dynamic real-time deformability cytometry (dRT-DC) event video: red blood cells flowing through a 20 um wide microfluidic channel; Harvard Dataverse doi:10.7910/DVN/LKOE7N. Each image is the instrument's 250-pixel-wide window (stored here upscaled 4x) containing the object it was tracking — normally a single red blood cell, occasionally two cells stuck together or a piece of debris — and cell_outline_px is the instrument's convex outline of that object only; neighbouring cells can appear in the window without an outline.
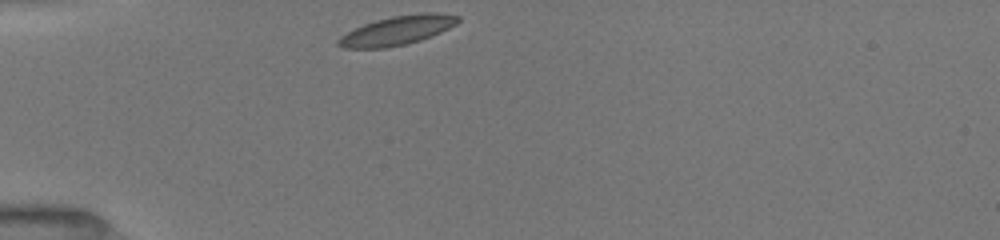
{"species": "common noctule bat (a hibernating species)", "species_latin": "Nyctalus noctula", "temperature_condition": "room temperature", "stored_images_in_passage": 28, "camera_frame_rate_fps": 3000, "um_per_image_px": 0.085, "animal": {"sex": "female", "body_mass_g": 19.5, "forearm_length_mm": 54.1}, "frame": {"image": 1, "passage_image": 1, "time_ms": 0.0, "image_size_px": [1000, 240], "cell_outline_px": [[460, 20], [456, 24], [432, 36], [420, 40], [404, 44], [384, 48], [344, 48], [336, 44], [336, 40], [340, 36], [364, 24], [376, 20], [392, 16], [424, 12], [436, 12], [460, 16]], "centroid_in_image_um": [33.77, 2.58], "position_along_channel_um": 51.2, "area_um2": 20.17}}
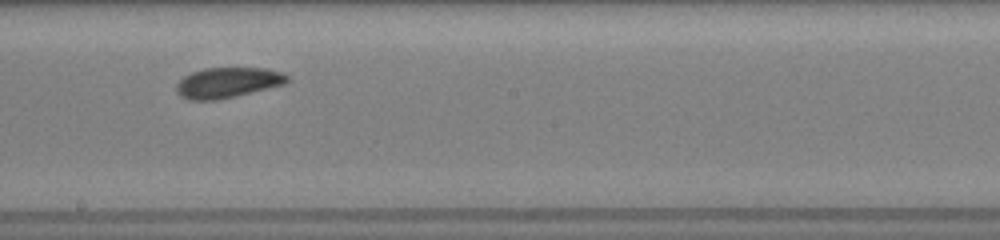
{"frame": {"image": 2, "passage_image": 17, "time_ms": 5.0, "image_size_px": [1000, 240], "cell_outline_px": [[292, 80], [284, 84], [220, 100], [188, 100], [180, 96], [176, 92], [176, 84], [184, 76], [192, 72], [204, 68], [268, 68], [280, 72], [288, 76]], "centroid_in_image_um": [19.34, 7.03], "position_along_channel_um": 228.9, "area_um2": 19.77}}
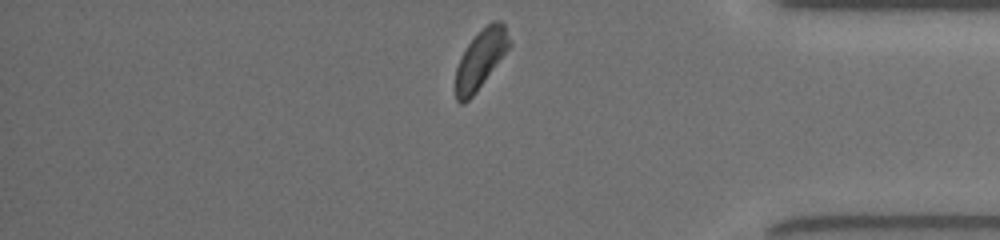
{"frame": {"image": 3, "passage_image": 28, "time_ms": 9.667, "image_size_px": [1000, 240], "cell_outline_px": [[512, 44], [476, 92], [464, 104], [460, 104], [456, 100], [456, 68], [468, 44], [492, 20], [500, 20], [504, 24]], "centroid_in_image_um": [40.87, 5.04], "position_along_channel_um": 394.3, "area_um2": 17.98}, "authors_computed_cell_mechanics": {"area_um2": 19.8254, "velocity_mm_per_s": 3.9557, "shape_relaxation_time_tau1_ms": 2.3395, "shape_relaxation_time_tau2_ms": 3.2998, "deformation_change_tau1": 0.083, "deformation_change_tau2": 0.079}}